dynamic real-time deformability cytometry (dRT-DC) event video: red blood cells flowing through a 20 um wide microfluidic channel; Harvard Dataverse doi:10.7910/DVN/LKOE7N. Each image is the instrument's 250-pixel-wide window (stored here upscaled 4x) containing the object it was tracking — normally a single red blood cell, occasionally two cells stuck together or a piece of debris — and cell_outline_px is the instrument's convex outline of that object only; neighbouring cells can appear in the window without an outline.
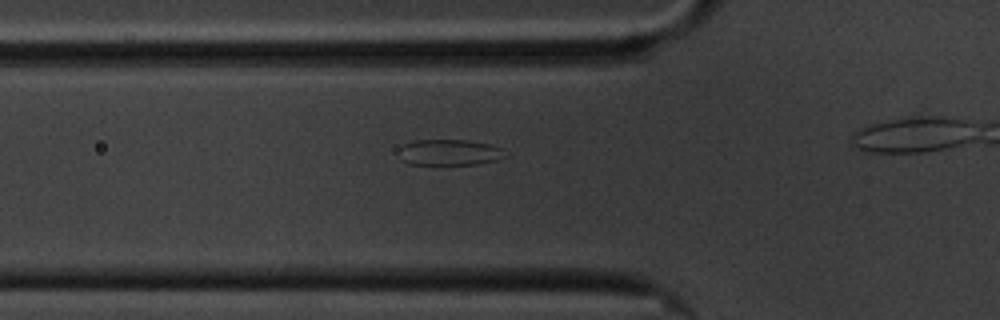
{"species": "common noctule bat (a hibernating species)", "species_latin": "Nyctalus noctula", "temperature_condition": "cold", "stored_images_in_passage": 22, "camera_frame_rate_fps": 3000, "um_per_image_px": 0.085, "animal": {"sex": "male", "body_mass_g": 20.1, "forearm_length_mm": 53.5}, "frame": {"image": 1, "passage_image": 10, "time_ms": 3.0, "image_size_px": [1000, 320], "cell_outline_px": [[508, 156], [496, 160], [476, 164], [408, 164], [400, 160], [396, 148], [404, 144], [416, 140], [468, 140], [488, 144], [500, 148]], "centroid_in_image_um": [38.12, 12.95], "position_along_channel_um": 87.7, "area_um2": 16.18}}